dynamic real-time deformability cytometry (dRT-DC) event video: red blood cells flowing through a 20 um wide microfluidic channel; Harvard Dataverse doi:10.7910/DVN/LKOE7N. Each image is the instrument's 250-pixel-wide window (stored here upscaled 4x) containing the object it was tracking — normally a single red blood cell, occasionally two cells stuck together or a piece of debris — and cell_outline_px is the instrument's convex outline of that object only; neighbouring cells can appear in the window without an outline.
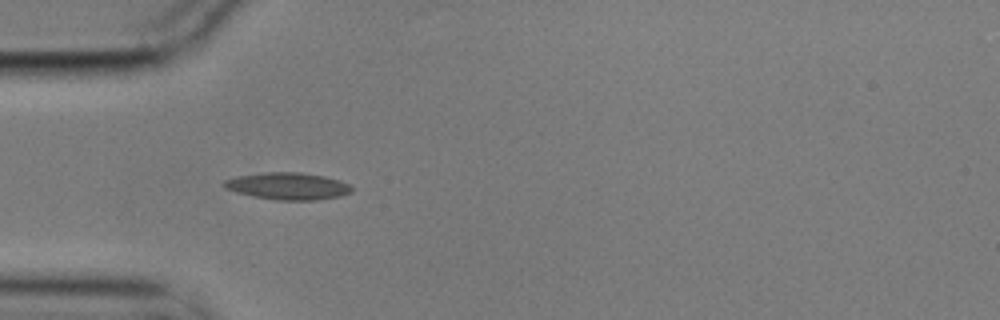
{"species": "common noctule bat (a hibernating species)", "species_latin": "Nyctalus noctula", "temperature_condition": "cold", "stored_images_in_passage": 6, "camera_frame_rate_fps": 3000, "um_per_image_px": 0.085, "animal": {"sex": "male", "body_mass_g": 17.9}, "frame": {"image": 1, "passage_image": 5, "time_ms": 1.333, "image_size_px": [1000, 320], "cell_outline_px": [[352, 192], [340, 196], [316, 200], [276, 200], [252, 196], [236, 192], [224, 188], [220, 184], [224, 180], [236, 176], [264, 172], [300, 172], [324, 176], [340, 180], [348, 184], [352, 188]], "centroid_in_image_um": [24.43, 15.81], "position_along_channel_um": 60.6, "area_um2": 20.29}}
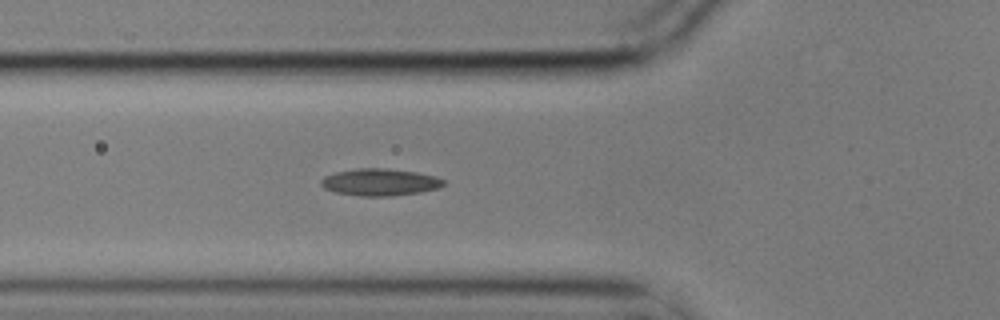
{"frame": {"image": 2, "passage_image": 6, "time_ms": 1.667, "image_size_px": [1000, 320], "cell_outline_px": [[444, 184], [440, 188], [420, 192], [392, 196], [360, 196], [336, 192], [324, 188], [320, 184], [320, 180], [324, 176], [336, 172], [356, 168], [388, 168], [416, 172], [436, 176], [444, 180]], "centroid_in_image_um": [32.29, 15.48], "position_along_channel_um": 93.5, "area_um2": 19.42}}